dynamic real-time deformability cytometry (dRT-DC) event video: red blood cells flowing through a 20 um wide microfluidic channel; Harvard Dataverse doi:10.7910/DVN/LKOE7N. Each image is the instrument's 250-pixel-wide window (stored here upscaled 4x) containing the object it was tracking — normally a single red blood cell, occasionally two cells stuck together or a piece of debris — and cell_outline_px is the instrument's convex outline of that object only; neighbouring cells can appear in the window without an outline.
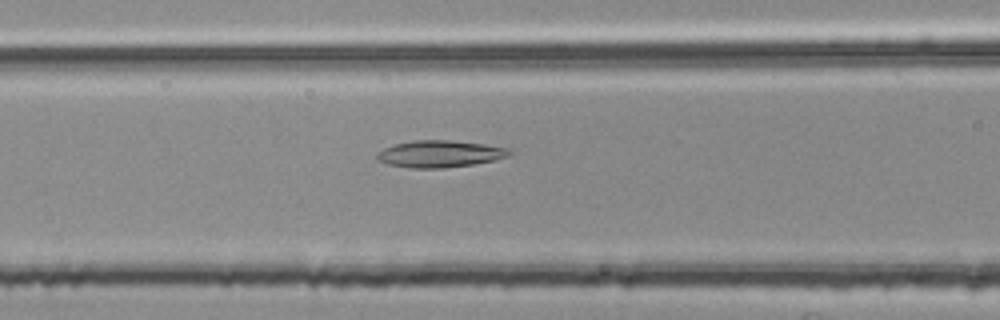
{"species": "common noctule bat (a hibernating species)", "species_latin": "Nyctalus noctula", "temperature_condition": "room temperature", "stored_images_in_passage": 39, "camera_frame_rate_fps": 3000, "um_per_image_px": 0.085, "animal": {"sex": "female", "body_mass_g": 25.1}, "frame": {"image": 1, "passage_image": 7, "time_ms": 2.0, "image_size_px": [1000, 320], "cell_outline_px": [[512, 152], [508, 156], [496, 160], [476, 164], [444, 168], [412, 168], [388, 164], [376, 160], [376, 152], [384, 148], [396, 144], [416, 140], [452, 140], [484, 144], [504, 148]], "centroid_in_image_um": [37.36, 13.09], "position_along_channel_um": 129.2, "area_um2": 20.75}}
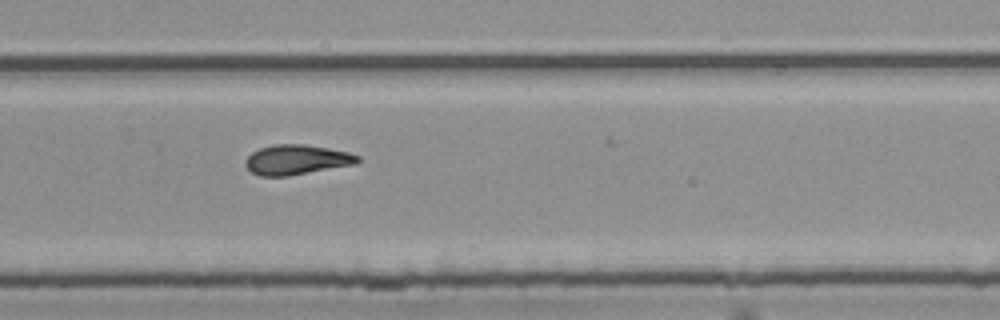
{"frame": {"image": 2, "passage_image": 21, "time_ms": 6.667, "image_size_px": [1000, 320], "cell_outline_px": [[360, 160], [356, 164], [288, 176], [260, 176], [252, 172], [244, 164], [244, 160], [252, 152], [260, 148], [272, 144], [304, 144], [328, 148], [348, 152], [360, 156]], "centroid_in_image_um": [25.2, 13.57], "position_along_channel_um": 304.6, "area_um2": 19.59}}
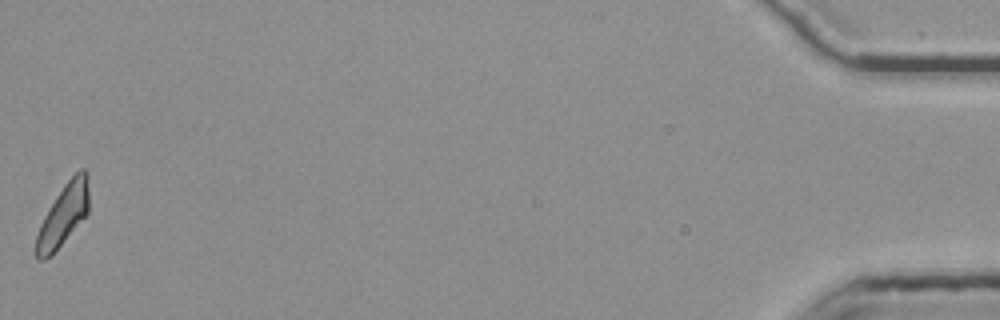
{"frame": {"image": 3, "passage_image": 39, "time_ms": 12.667, "image_size_px": [1000, 320], "cell_outline_px": [[88, 212], [52, 256], [44, 260], [36, 260], [32, 252], [36, 236], [40, 224], [48, 208], [64, 184], [80, 168], [84, 168], [88, 172]], "centroid_in_image_um": [5.32, 18.34], "position_along_channel_um": 429.9, "area_um2": 19.25}, "authors_computed_cell_mechanics": {"area_um2": 19.4786, "velocity_mm_per_s": 3.7647, "shape_relaxation_time_tau1_ms": null, "shape_relaxation_time_tau2_ms": 5.1984, "deformation_change_tau1": null, "deformation_change_tau2": 0.1517}}